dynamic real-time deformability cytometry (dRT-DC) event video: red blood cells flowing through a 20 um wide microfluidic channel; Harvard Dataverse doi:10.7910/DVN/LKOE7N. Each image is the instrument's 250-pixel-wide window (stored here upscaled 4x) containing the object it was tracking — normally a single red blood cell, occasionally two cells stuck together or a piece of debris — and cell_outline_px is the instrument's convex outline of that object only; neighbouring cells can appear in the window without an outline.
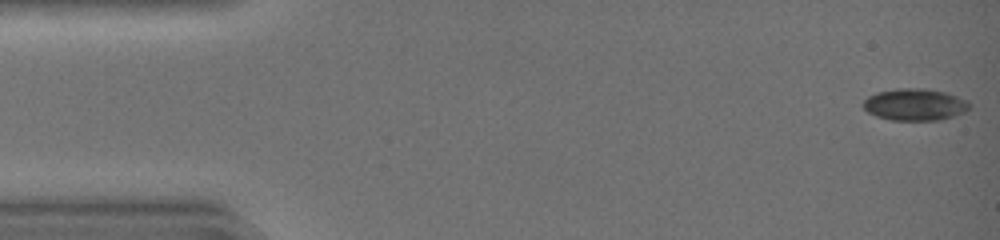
{"species": "common noctule bat (a hibernating species)", "species_latin": "Nyctalus noctula", "temperature_condition": "warm", "stored_images_in_passage": 43, "camera_frame_rate_fps": 3000, "um_per_image_px": 0.085, "animal": {"sex": "female", "body_mass_g": 19.0, "forearm_length_mm": 51.5}, "frame": {"image": 1, "passage_image": 1, "time_ms": 0.0, "image_size_px": [1000, 240], "cell_outline_px": [[972, 104], [964, 112], [940, 120], [892, 120], [876, 116], [868, 112], [860, 104], [868, 96], [876, 92], [896, 88], [924, 88], [944, 92], [968, 100]], "centroid_in_image_um": [77.73, 8.88], "position_along_channel_um": 7.3, "area_um2": 19.83}}
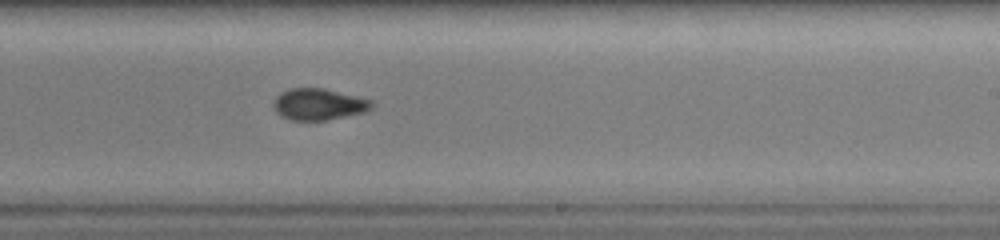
{"frame": {"image": 2, "passage_image": 27, "time_ms": 8.667, "image_size_px": [1000, 240], "cell_outline_px": [[376, 104], [372, 108], [364, 112], [328, 120], [288, 120], [280, 116], [276, 112], [272, 104], [272, 100], [280, 92], [288, 88], [324, 88], [372, 100]], "centroid_in_image_um": [27.06, 8.86], "position_along_channel_um": 261.9, "area_um2": 18.32}}
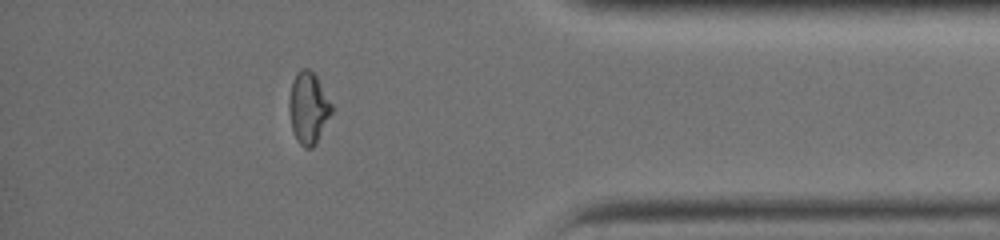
{"frame": {"image": 3, "passage_image": 38, "time_ms": 12.333, "image_size_px": [1000, 240], "cell_outline_px": [[332, 112], [316, 144], [312, 148], [304, 148], [296, 140], [292, 128], [288, 108], [288, 96], [292, 80], [296, 72], [300, 68], [308, 68], [316, 76], [332, 104]], "centroid_in_image_um": [26.18, 9.16], "position_along_channel_um": 409.0, "area_um2": 17.92}}